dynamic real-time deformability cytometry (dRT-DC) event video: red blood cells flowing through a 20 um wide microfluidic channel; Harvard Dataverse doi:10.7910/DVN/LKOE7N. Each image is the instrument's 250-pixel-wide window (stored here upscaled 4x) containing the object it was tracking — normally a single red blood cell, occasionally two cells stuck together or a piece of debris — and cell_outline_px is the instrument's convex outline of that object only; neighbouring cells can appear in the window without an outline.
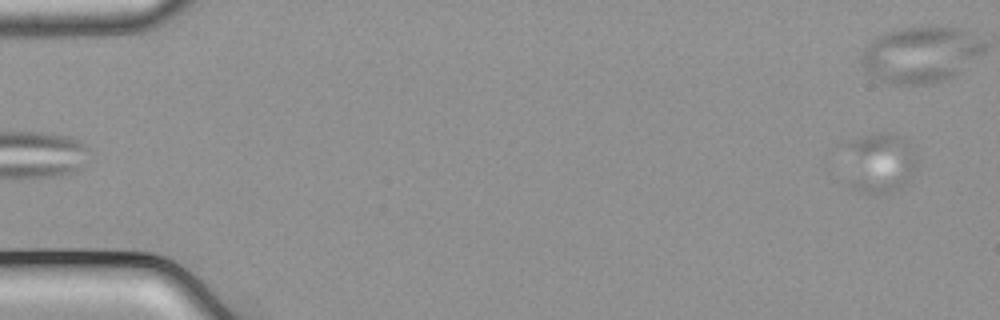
{"species": "common noctule bat (a hibernating species)", "species_latin": "Nyctalus noctula", "temperature_condition": "cold", "stored_images_in_passage": 54, "camera_frame_rate_fps": 3000, "um_per_image_px": 0.085, "animal": {"sex": "male", "body_mass_g": 21.5, "forearm_length_mm": 52.0}, "frame": {"image": 1, "passage_image": 2, "time_ms": 0.333, "image_size_px": [1000, 320], "cell_outline_px": [[916, 168], [908, 180], [900, 188], [880, 196], [876, 196], [860, 192], [848, 180], [848, 144], [852, 140], [876, 132], [896, 132], [900, 136], [912, 152]], "centroid_in_image_um": [74.76, 13.87], "position_along_channel_um": 10.2, "area_um2": 24.91}}